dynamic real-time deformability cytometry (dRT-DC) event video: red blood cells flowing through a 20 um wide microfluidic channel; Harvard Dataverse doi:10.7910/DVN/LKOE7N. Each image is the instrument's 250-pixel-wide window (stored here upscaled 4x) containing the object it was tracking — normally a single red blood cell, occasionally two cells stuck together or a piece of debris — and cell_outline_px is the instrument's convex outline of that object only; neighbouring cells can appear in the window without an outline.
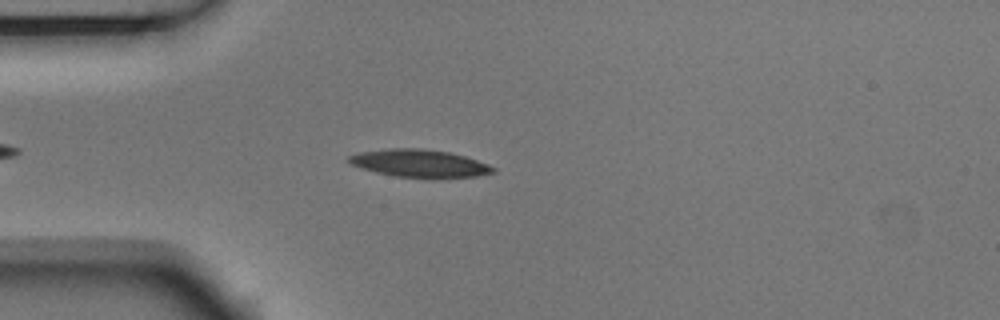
{"species": "Egyptian fruit bat (a non-hibernating species)", "species_latin": "Rousettus aegyptiacus", "temperature_condition": "room temperature", "stored_images_in_passage": 6, "camera_frame_rate_fps": 3000, "um_per_image_px": 0.085, "animal": {"sex": "male"}, "frame": {"image": 1, "passage_image": 4, "time_ms": 1.0, "image_size_px": [1000, 320], "cell_outline_px": [[496, 172], [476, 176], [396, 176], [376, 172], [360, 168], [352, 164], [348, 160], [348, 156], [360, 152], [388, 148], [424, 148], [448, 152], [464, 156], [488, 164], [496, 168]], "centroid_in_image_um": [35.63, 13.85], "position_along_channel_um": 49.4, "area_um2": 22.6}}
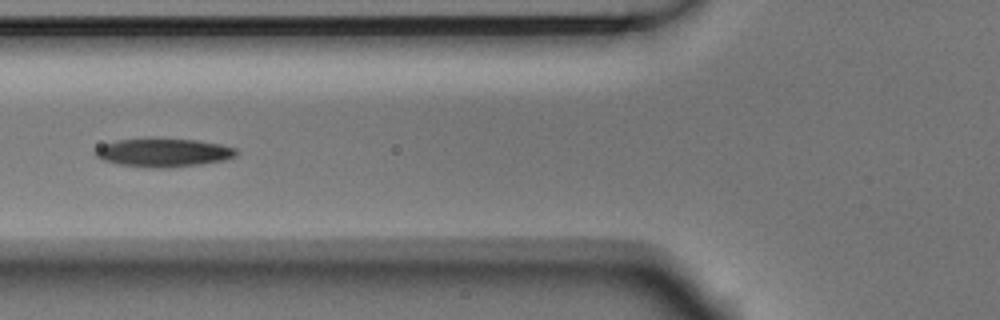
{"frame": {"image": 2, "passage_image": 6, "time_ms": 1.667, "image_size_px": [1000, 320], "cell_outline_px": [[240, 152], [236, 156], [224, 160], [200, 164], [172, 168], [156, 168], [120, 164], [104, 160], [96, 156], [92, 152], [96, 148], [104, 144], [116, 140], [148, 136], [152, 136], [200, 140], [220, 144], [236, 148]], "centroid_in_image_um": [13.9, 12.93], "position_along_channel_um": 111.9, "area_um2": 24.22}}